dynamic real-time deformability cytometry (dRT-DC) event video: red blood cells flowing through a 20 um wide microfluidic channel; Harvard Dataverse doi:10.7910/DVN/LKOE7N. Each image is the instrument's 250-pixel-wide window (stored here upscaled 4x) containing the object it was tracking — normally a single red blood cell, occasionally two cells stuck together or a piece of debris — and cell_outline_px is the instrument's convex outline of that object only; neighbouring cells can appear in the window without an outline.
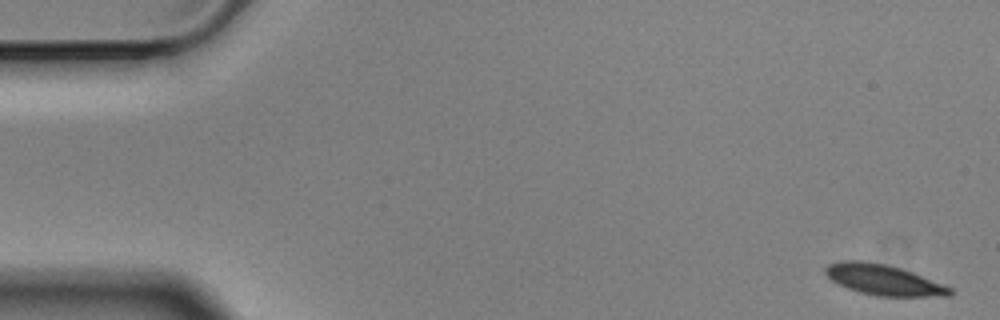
{"species": "Egyptian fruit bat (a non-hibernating species)", "species_latin": "Rousettus aegyptiacus", "temperature_condition": "cold", "stored_images_in_passage": 5, "camera_frame_rate_fps": 3000, "um_per_image_px": 0.085, "animal": {"sex": "male"}, "frame": {"image": 1, "passage_image": 1, "time_ms": 0.0, "image_size_px": [1000, 320], "cell_outline_px": [[952, 296], [876, 296], [860, 292], [848, 288], [832, 280], [824, 272], [824, 268], [828, 264], [848, 260], [864, 260], [884, 264], [900, 268], [912, 272], [944, 284], [952, 288]], "centroid_in_image_um": [75.12, 23.79], "position_along_channel_um": 9.9, "area_um2": 22.02}}
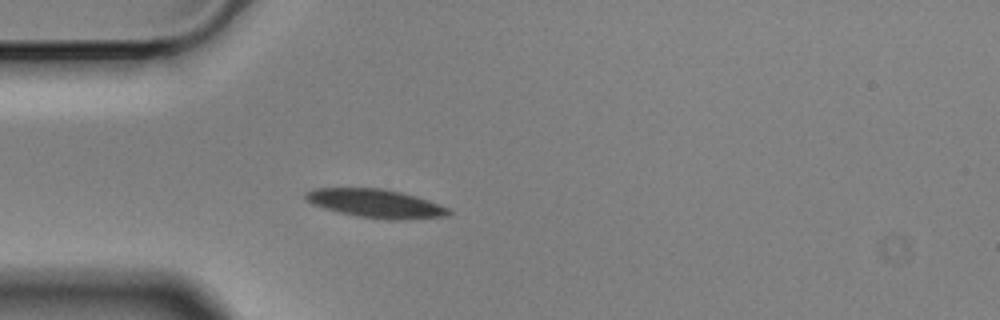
{"frame": {"image": 2, "passage_image": 5, "time_ms": 1.333, "image_size_px": [1000, 320], "cell_outline_px": [[452, 212], [448, 216], [404, 220], [388, 220], [356, 216], [324, 208], [312, 204], [304, 200], [304, 192], [312, 188], [380, 188], [400, 192], [416, 196], [452, 208]], "centroid_in_image_um": [31.95, 17.3], "position_along_channel_um": 53.1, "area_um2": 24.1}}